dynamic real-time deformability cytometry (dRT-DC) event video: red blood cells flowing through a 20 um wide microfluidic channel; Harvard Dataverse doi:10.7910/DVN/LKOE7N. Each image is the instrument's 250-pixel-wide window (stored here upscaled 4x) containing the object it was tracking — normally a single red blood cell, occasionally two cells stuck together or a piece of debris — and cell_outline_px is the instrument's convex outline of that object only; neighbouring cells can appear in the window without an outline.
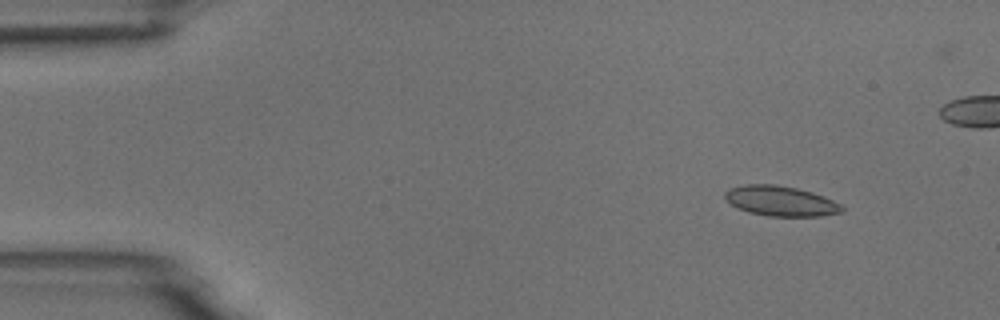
{"species": "common noctule bat (a hibernating species)", "species_latin": "Nyctalus noctula", "temperature_condition": "room temperature", "stored_images_in_passage": 6, "camera_frame_rate_fps": 3000, "um_per_image_px": 0.085, "animal": {"sex": "male", "body_mass_g": 18.8}, "frame": {"image": 1, "passage_image": 2, "time_ms": 1.333, "image_size_px": [1000, 320], "cell_outline_px": [[844, 212], [820, 216], [768, 216], [748, 212], [724, 200], [724, 192], [728, 188], [744, 184], [776, 184], [796, 188], [812, 192], [824, 196], [840, 204], [844, 208]], "centroid_in_image_um": [66.34, 17.08], "position_along_channel_um": 18.7, "area_um2": 20.63}}